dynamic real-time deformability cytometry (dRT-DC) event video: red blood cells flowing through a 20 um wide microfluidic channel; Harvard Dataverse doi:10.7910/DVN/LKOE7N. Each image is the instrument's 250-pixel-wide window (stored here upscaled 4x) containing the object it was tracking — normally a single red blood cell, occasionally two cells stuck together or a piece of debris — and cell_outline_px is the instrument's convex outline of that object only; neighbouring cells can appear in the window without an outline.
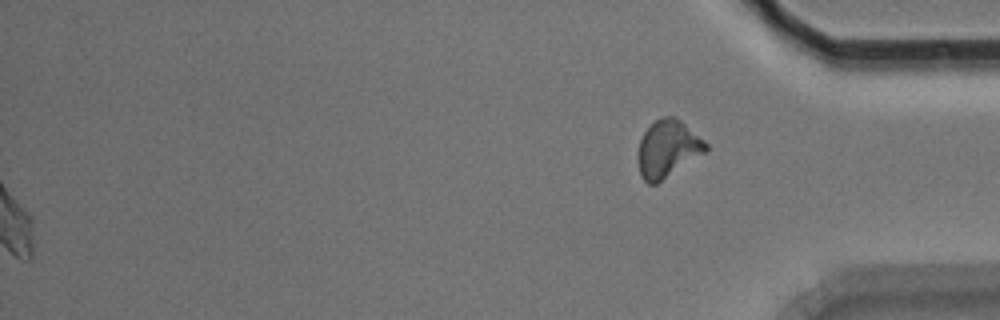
{"species": "Egyptian fruit bat (a non-hibernating species)", "species_latin": "Rousettus aegyptiacus", "temperature_condition": "room temperature", "stored_images_in_passage": 55, "segment_of_instrument_passage": [2, 2], "camera_frame_rate_fps": 3000, "um_per_image_px": 0.085, "animal": {"sex": "male"}, "frame": {"image": 1, "passage_image": 55, "time_ms": 18.0, "image_size_px": [1000, 320], "cell_outline_px": [[708, 148], [704, 152], [656, 184], [648, 184], [640, 176], [636, 156], [640, 140], [644, 132], [656, 120], [664, 116], [676, 116], [704, 140], [708, 144]], "centroid_in_image_um": [56.71, 12.64], "position_along_channel_um": 378.5, "area_um2": 22.43}}